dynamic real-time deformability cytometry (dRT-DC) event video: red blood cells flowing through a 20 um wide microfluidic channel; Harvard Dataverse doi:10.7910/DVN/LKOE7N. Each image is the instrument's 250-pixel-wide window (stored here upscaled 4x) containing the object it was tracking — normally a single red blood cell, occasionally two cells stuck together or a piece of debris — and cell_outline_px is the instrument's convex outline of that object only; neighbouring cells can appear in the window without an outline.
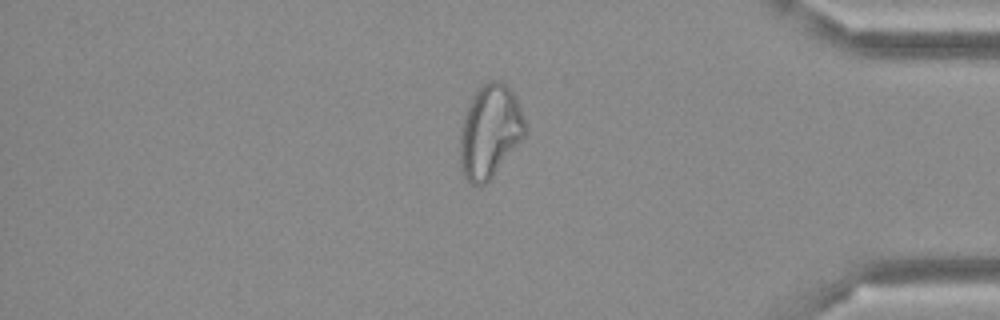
{"species": "Egyptian fruit bat (a non-hibernating species)", "species_latin": "Rousettus aegyptiacus", "temperature_condition": "cold", "stored_images_in_passage": 36, "camera_frame_rate_fps": 3000, "um_per_image_px": 0.085, "frame": {"image": 1, "passage_image": 31, "time_ms": 10.0, "image_size_px": [1000, 320], "cell_outline_px": [[528, 132], [492, 176], [480, 188], [476, 188], [460, 172], [460, 128], [468, 104], [472, 96], [480, 84], [488, 80], [504, 80], [512, 92], [520, 108], [528, 128]], "centroid_in_image_um": [41.62, 11.15], "position_along_channel_um": 393.6, "area_um2": 35.72}}